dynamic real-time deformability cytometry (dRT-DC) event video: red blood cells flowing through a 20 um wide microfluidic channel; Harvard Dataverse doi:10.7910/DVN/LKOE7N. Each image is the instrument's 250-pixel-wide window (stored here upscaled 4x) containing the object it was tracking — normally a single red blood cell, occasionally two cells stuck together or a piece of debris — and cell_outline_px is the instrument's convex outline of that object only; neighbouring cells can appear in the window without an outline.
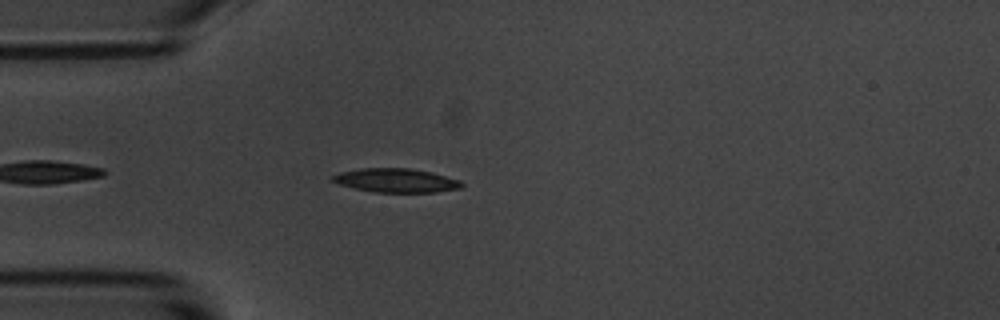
{"species": "common noctule bat (a hibernating species)", "species_latin": "Nyctalus noctula", "temperature_condition": "room temperature", "stored_images_in_passage": 28, "camera_frame_rate_fps": 3000, "um_per_image_px": 0.085, "animal": {"sex": "male", "body_mass_g": 20.1, "forearm_length_mm": 53.5}, "frame": {"image": 1, "passage_image": 5, "time_ms": 1.333, "image_size_px": [1000, 320], "cell_outline_px": [[464, 184], [460, 188], [436, 192], [372, 192], [340, 184], [332, 180], [332, 176], [340, 172], [360, 168], [412, 168], [432, 172], [460, 180]], "centroid_in_image_um": [33.69, 15.33], "position_along_channel_um": 51.3, "area_um2": 17.92}}
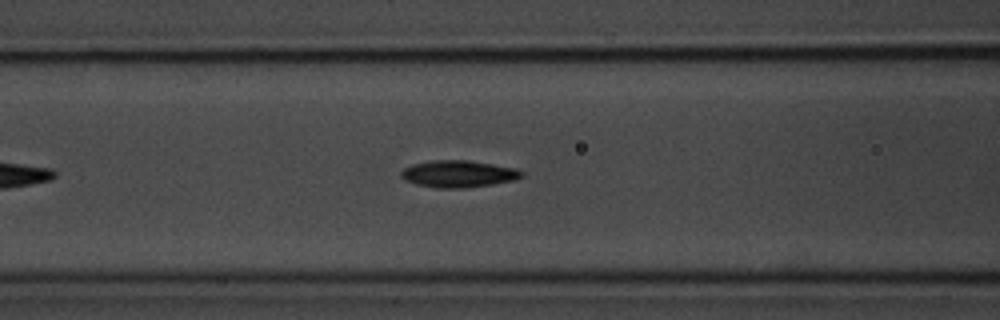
{"frame": {"image": 2, "passage_image": 12, "time_ms": 3.667, "image_size_px": [1000, 320], "cell_outline_px": [[524, 176], [516, 180], [492, 184], [464, 188], [436, 188], [416, 184], [404, 180], [400, 176], [400, 172], [404, 168], [412, 164], [432, 160], [468, 160], [516, 168], [524, 172]], "centroid_in_image_um": [38.96, 14.78], "position_along_channel_um": 127.6, "area_um2": 19.07}}
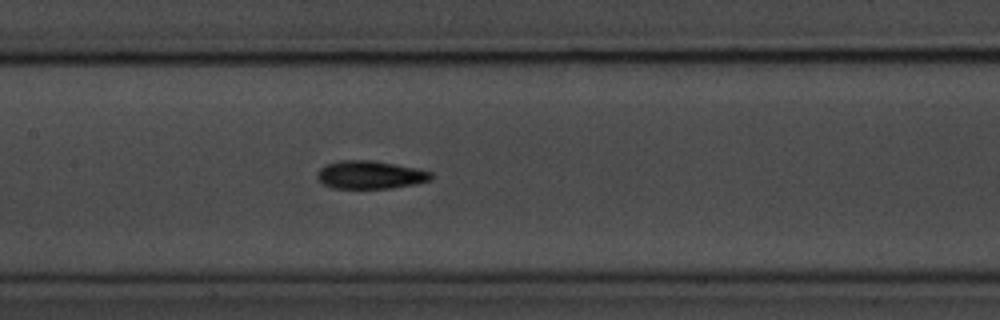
{"frame": {"image": 3, "passage_image": 16, "time_ms": 5.0, "image_size_px": [1000, 320], "cell_outline_px": [[432, 180], [416, 184], [392, 188], [332, 188], [324, 184], [316, 176], [316, 172], [324, 164], [340, 160], [376, 160], [416, 168], [432, 172]], "centroid_in_image_um": [31.46, 14.85], "position_along_channel_um": 175.9, "area_um2": 18.84}}